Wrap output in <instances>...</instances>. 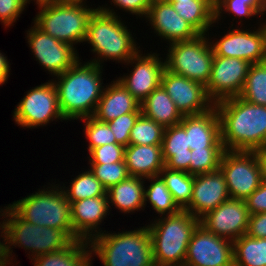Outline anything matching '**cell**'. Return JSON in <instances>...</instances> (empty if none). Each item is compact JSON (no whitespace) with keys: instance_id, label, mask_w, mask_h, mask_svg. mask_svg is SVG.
Returning a JSON list of instances; mask_svg holds the SVG:
<instances>
[{"instance_id":"obj_1","label":"cell","mask_w":266,"mask_h":266,"mask_svg":"<svg viewBox=\"0 0 266 266\" xmlns=\"http://www.w3.org/2000/svg\"><path fill=\"white\" fill-rule=\"evenodd\" d=\"M162 156L165 167L197 175L215 171L225 151L215 105L208 111L183 116L164 130Z\"/></svg>"},{"instance_id":"obj_2","label":"cell","mask_w":266,"mask_h":266,"mask_svg":"<svg viewBox=\"0 0 266 266\" xmlns=\"http://www.w3.org/2000/svg\"><path fill=\"white\" fill-rule=\"evenodd\" d=\"M214 105L219 115L225 150H265L266 106L249 103L239 96Z\"/></svg>"},{"instance_id":"obj_3","label":"cell","mask_w":266,"mask_h":266,"mask_svg":"<svg viewBox=\"0 0 266 266\" xmlns=\"http://www.w3.org/2000/svg\"><path fill=\"white\" fill-rule=\"evenodd\" d=\"M102 66L92 62L81 64L78 60L64 73L57 75L56 86L59 107L65 120L93 116L101 98Z\"/></svg>"},{"instance_id":"obj_4","label":"cell","mask_w":266,"mask_h":266,"mask_svg":"<svg viewBox=\"0 0 266 266\" xmlns=\"http://www.w3.org/2000/svg\"><path fill=\"white\" fill-rule=\"evenodd\" d=\"M118 17L113 9L101 6L91 16L85 42L92 46L91 51L97 53L98 59L90 62L98 66L105 59L127 63L140 51L128 27Z\"/></svg>"},{"instance_id":"obj_5","label":"cell","mask_w":266,"mask_h":266,"mask_svg":"<svg viewBox=\"0 0 266 266\" xmlns=\"http://www.w3.org/2000/svg\"><path fill=\"white\" fill-rule=\"evenodd\" d=\"M156 220L147 225L155 266H183L191 235L199 219L181 209Z\"/></svg>"},{"instance_id":"obj_6","label":"cell","mask_w":266,"mask_h":266,"mask_svg":"<svg viewBox=\"0 0 266 266\" xmlns=\"http://www.w3.org/2000/svg\"><path fill=\"white\" fill-rule=\"evenodd\" d=\"M104 266H155L148 226L121 233H104L89 241Z\"/></svg>"},{"instance_id":"obj_7","label":"cell","mask_w":266,"mask_h":266,"mask_svg":"<svg viewBox=\"0 0 266 266\" xmlns=\"http://www.w3.org/2000/svg\"><path fill=\"white\" fill-rule=\"evenodd\" d=\"M83 1L56 0L39 4L40 12L34 18V25L49 36L74 47L75 43L85 41L89 20L97 10L87 8Z\"/></svg>"},{"instance_id":"obj_8","label":"cell","mask_w":266,"mask_h":266,"mask_svg":"<svg viewBox=\"0 0 266 266\" xmlns=\"http://www.w3.org/2000/svg\"><path fill=\"white\" fill-rule=\"evenodd\" d=\"M40 189L9 206L26 222L64 230L74 241L81 240L73 231L70 202L62 187ZM52 188V189H50ZM46 190V191H45Z\"/></svg>"},{"instance_id":"obj_9","label":"cell","mask_w":266,"mask_h":266,"mask_svg":"<svg viewBox=\"0 0 266 266\" xmlns=\"http://www.w3.org/2000/svg\"><path fill=\"white\" fill-rule=\"evenodd\" d=\"M2 222L7 233L9 255L10 246L24 247L32 252V259L51 252H57L69 247L74 240L60 229L31 224L23 220L9 205L3 209ZM9 217V218H8Z\"/></svg>"},{"instance_id":"obj_10","label":"cell","mask_w":266,"mask_h":266,"mask_svg":"<svg viewBox=\"0 0 266 266\" xmlns=\"http://www.w3.org/2000/svg\"><path fill=\"white\" fill-rule=\"evenodd\" d=\"M205 35L199 34L193 39L170 44L165 68L206 86L211 75L214 52L208 42L209 37Z\"/></svg>"},{"instance_id":"obj_11","label":"cell","mask_w":266,"mask_h":266,"mask_svg":"<svg viewBox=\"0 0 266 266\" xmlns=\"http://www.w3.org/2000/svg\"><path fill=\"white\" fill-rule=\"evenodd\" d=\"M219 168L232 199L245 201L262 183L258 151L225 150Z\"/></svg>"},{"instance_id":"obj_12","label":"cell","mask_w":266,"mask_h":266,"mask_svg":"<svg viewBox=\"0 0 266 266\" xmlns=\"http://www.w3.org/2000/svg\"><path fill=\"white\" fill-rule=\"evenodd\" d=\"M13 117L16 124L23 128L45 126L55 119L65 120L59 107L53 80L30 89L18 103Z\"/></svg>"},{"instance_id":"obj_13","label":"cell","mask_w":266,"mask_h":266,"mask_svg":"<svg viewBox=\"0 0 266 266\" xmlns=\"http://www.w3.org/2000/svg\"><path fill=\"white\" fill-rule=\"evenodd\" d=\"M251 64L235 57L214 56L206 93L214 103L239 96Z\"/></svg>"},{"instance_id":"obj_14","label":"cell","mask_w":266,"mask_h":266,"mask_svg":"<svg viewBox=\"0 0 266 266\" xmlns=\"http://www.w3.org/2000/svg\"><path fill=\"white\" fill-rule=\"evenodd\" d=\"M184 265L234 266L233 242L198 224L191 235Z\"/></svg>"},{"instance_id":"obj_15","label":"cell","mask_w":266,"mask_h":266,"mask_svg":"<svg viewBox=\"0 0 266 266\" xmlns=\"http://www.w3.org/2000/svg\"><path fill=\"white\" fill-rule=\"evenodd\" d=\"M261 26L253 32L233 29L219 41H211L214 56L240 58L250 64L266 62V23Z\"/></svg>"},{"instance_id":"obj_16","label":"cell","mask_w":266,"mask_h":266,"mask_svg":"<svg viewBox=\"0 0 266 266\" xmlns=\"http://www.w3.org/2000/svg\"><path fill=\"white\" fill-rule=\"evenodd\" d=\"M26 38L36 61L53 76L64 73L79 60L74 47L49 36L35 25L27 31Z\"/></svg>"},{"instance_id":"obj_17","label":"cell","mask_w":266,"mask_h":266,"mask_svg":"<svg viewBox=\"0 0 266 266\" xmlns=\"http://www.w3.org/2000/svg\"><path fill=\"white\" fill-rule=\"evenodd\" d=\"M249 216L245 201L230 198L202 216L199 224L216 236L234 242L246 234Z\"/></svg>"},{"instance_id":"obj_18","label":"cell","mask_w":266,"mask_h":266,"mask_svg":"<svg viewBox=\"0 0 266 266\" xmlns=\"http://www.w3.org/2000/svg\"><path fill=\"white\" fill-rule=\"evenodd\" d=\"M161 85L183 116L204 113L214 106L203 84L172 73L166 68L162 74Z\"/></svg>"},{"instance_id":"obj_19","label":"cell","mask_w":266,"mask_h":266,"mask_svg":"<svg viewBox=\"0 0 266 266\" xmlns=\"http://www.w3.org/2000/svg\"><path fill=\"white\" fill-rule=\"evenodd\" d=\"M139 51L126 64H135L129 75L117 80L142 103L148 95L161 85V78L165 69V61H161L156 53L142 56Z\"/></svg>"},{"instance_id":"obj_20","label":"cell","mask_w":266,"mask_h":266,"mask_svg":"<svg viewBox=\"0 0 266 266\" xmlns=\"http://www.w3.org/2000/svg\"><path fill=\"white\" fill-rule=\"evenodd\" d=\"M229 199L225 177L219 168L209 173L194 175L192 198L184 210L200 219Z\"/></svg>"},{"instance_id":"obj_21","label":"cell","mask_w":266,"mask_h":266,"mask_svg":"<svg viewBox=\"0 0 266 266\" xmlns=\"http://www.w3.org/2000/svg\"><path fill=\"white\" fill-rule=\"evenodd\" d=\"M149 19L158 36L170 44L190 40L200 33L178 15L171 3L166 0H152L146 19Z\"/></svg>"},{"instance_id":"obj_22","label":"cell","mask_w":266,"mask_h":266,"mask_svg":"<svg viewBox=\"0 0 266 266\" xmlns=\"http://www.w3.org/2000/svg\"><path fill=\"white\" fill-rule=\"evenodd\" d=\"M109 208L107 196L86 198L70 203L74 233L81 240L88 242L94 236L99 235L100 232L97 229H99L98 227L101 225L102 220L109 212Z\"/></svg>"},{"instance_id":"obj_23","label":"cell","mask_w":266,"mask_h":266,"mask_svg":"<svg viewBox=\"0 0 266 266\" xmlns=\"http://www.w3.org/2000/svg\"><path fill=\"white\" fill-rule=\"evenodd\" d=\"M112 82L108 87H104L93 117L102 122H109L127 113H141L139 101L121 82Z\"/></svg>"},{"instance_id":"obj_24","label":"cell","mask_w":266,"mask_h":266,"mask_svg":"<svg viewBox=\"0 0 266 266\" xmlns=\"http://www.w3.org/2000/svg\"><path fill=\"white\" fill-rule=\"evenodd\" d=\"M124 161L130 176H159L165 167L161 145H132L125 148Z\"/></svg>"},{"instance_id":"obj_25","label":"cell","mask_w":266,"mask_h":266,"mask_svg":"<svg viewBox=\"0 0 266 266\" xmlns=\"http://www.w3.org/2000/svg\"><path fill=\"white\" fill-rule=\"evenodd\" d=\"M141 113L162 125L164 128L177 125L183 115L162 85L153 90L148 97L140 103Z\"/></svg>"},{"instance_id":"obj_26","label":"cell","mask_w":266,"mask_h":266,"mask_svg":"<svg viewBox=\"0 0 266 266\" xmlns=\"http://www.w3.org/2000/svg\"><path fill=\"white\" fill-rule=\"evenodd\" d=\"M144 179L146 178L129 176L110 187L106 191L109 205L112 203L124 213H134L135 210L144 208Z\"/></svg>"},{"instance_id":"obj_27","label":"cell","mask_w":266,"mask_h":266,"mask_svg":"<svg viewBox=\"0 0 266 266\" xmlns=\"http://www.w3.org/2000/svg\"><path fill=\"white\" fill-rule=\"evenodd\" d=\"M89 242L76 240L69 247L35 257L34 266H91L92 257ZM90 249V250H88Z\"/></svg>"},{"instance_id":"obj_28","label":"cell","mask_w":266,"mask_h":266,"mask_svg":"<svg viewBox=\"0 0 266 266\" xmlns=\"http://www.w3.org/2000/svg\"><path fill=\"white\" fill-rule=\"evenodd\" d=\"M178 15L191 24L200 34L214 24V0L167 1Z\"/></svg>"},{"instance_id":"obj_29","label":"cell","mask_w":266,"mask_h":266,"mask_svg":"<svg viewBox=\"0 0 266 266\" xmlns=\"http://www.w3.org/2000/svg\"><path fill=\"white\" fill-rule=\"evenodd\" d=\"M234 266H266V238L247 234L233 242Z\"/></svg>"},{"instance_id":"obj_30","label":"cell","mask_w":266,"mask_h":266,"mask_svg":"<svg viewBox=\"0 0 266 266\" xmlns=\"http://www.w3.org/2000/svg\"><path fill=\"white\" fill-rule=\"evenodd\" d=\"M159 176L165 182L177 205L184 209L192 198L194 175L164 167Z\"/></svg>"},{"instance_id":"obj_31","label":"cell","mask_w":266,"mask_h":266,"mask_svg":"<svg viewBox=\"0 0 266 266\" xmlns=\"http://www.w3.org/2000/svg\"><path fill=\"white\" fill-rule=\"evenodd\" d=\"M146 179L151 180V184L148 185L147 190L144 188L145 206L146 201H149L152 208L161 216L175 214L181 210L160 176L148 177Z\"/></svg>"},{"instance_id":"obj_32","label":"cell","mask_w":266,"mask_h":266,"mask_svg":"<svg viewBox=\"0 0 266 266\" xmlns=\"http://www.w3.org/2000/svg\"><path fill=\"white\" fill-rule=\"evenodd\" d=\"M239 97L249 103L266 106V62L251 64Z\"/></svg>"},{"instance_id":"obj_33","label":"cell","mask_w":266,"mask_h":266,"mask_svg":"<svg viewBox=\"0 0 266 266\" xmlns=\"http://www.w3.org/2000/svg\"><path fill=\"white\" fill-rule=\"evenodd\" d=\"M89 170V171H88ZM82 172L75 177L69 185L67 190L65 186L63 191L66 194L67 199L70 203L99 196H107L106 189L103 187L101 182L94 176L90 169Z\"/></svg>"},{"instance_id":"obj_34","label":"cell","mask_w":266,"mask_h":266,"mask_svg":"<svg viewBox=\"0 0 266 266\" xmlns=\"http://www.w3.org/2000/svg\"><path fill=\"white\" fill-rule=\"evenodd\" d=\"M165 128L142 113L130 131L129 144L161 145Z\"/></svg>"},{"instance_id":"obj_35","label":"cell","mask_w":266,"mask_h":266,"mask_svg":"<svg viewBox=\"0 0 266 266\" xmlns=\"http://www.w3.org/2000/svg\"><path fill=\"white\" fill-rule=\"evenodd\" d=\"M90 166L91 172L106 190L130 176L125 161Z\"/></svg>"},{"instance_id":"obj_36","label":"cell","mask_w":266,"mask_h":266,"mask_svg":"<svg viewBox=\"0 0 266 266\" xmlns=\"http://www.w3.org/2000/svg\"><path fill=\"white\" fill-rule=\"evenodd\" d=\"M81 120L86 123L84 131L86 138L89 140V152L95 147L117 143L108 122H102L93 116L82 118Z\"/></svg>"},{"instance_id":"obj_37","label":"cell","mask_w":266,"mask_h":266,"mask_svg":"<svg viewBox=\"0 0 266 266\" xmlns=\"http://www.w3.org/2000/svg\"><path fill=\"white\" fill-rule=\"evenodd\" d=\"M125 148L118 143L105 144L93 148L89 154V164H107L124 161Z\"/></svg>"},{"instance_id":"obj_38","label":"cell","mask_w":266,"mask_h":266,"mask_svg":"<svg viewBox=\"0 0 266 266\" xmlns=\"http://www.w3.org/2000/svg\"><path fill=\"white\" fill-rule=\"evenodd\" d=\"M141 113H127L108 122L118 144L129 145L130 131Z\"/></svg>"},{"instance_id":"obj_39","label":"cell","mask_w":266,"mask_h":266,"mask_svg":"<svg viewBox=\"0 0 266 266\" xmlns=\"http://www.w3.org/2000/svg\"><path fill=\"white\" fill-rule=\"evenodd\" d=\"M228 12L241 18L257 16L258 13L247 4V2L235 1V0H214V22L222 16V12ZM217 20V21H216Z\"/></svg>"},{"instance_id":"obj_40","label":"cell","mask_w":266,"mask_h":266,"mask_svg":"<svg viewBox=\"0 0 266 266\" xmlns=\"http://www.w3.org/2000/svg\"><path fill=\"white\" fill-rule=\"evenodd\" d=\"M26 5L25 0H0V20L5 28L13 25Z\"/></svg>"},{"instance_id":"obj_41","label":"cell","mask_w":266,"mask_h":266,"mask_svg":"<svg viewBox=\"0 0 266 266\" xmlns=\"http://www.w3.org/2000/svg\"><path fill=\"white\" fill-rule=\"evenodd\" d=\"M248 211L251 214L266 212V183L260 186L245 200Z\"/></svg>"},{"instance_id":"obj_42","label":"cell","mask_w":266,"mask_h":266,"mask_svg":"<svg viewBox=\"0 0 266 266\" xmlns=\"http://www.w3.org/2000/svg\"><path fill=\"white\" fill-rule=\"evenodd\" d=\"M152 0H112L114 6H119V8L128 11L129 13L146 17L149 11Z\"/></svg>"},{"instance_id":"obj_43","label":"cell","mask_w":266,"mask_h":266,"mask_svg":"<svg viewBox=\"0 0 266 266\" xmlns=\"http://www.w3.org/2000/svg\"><path fill=\"white\" fill-rule=\"evenodd\" d=\"M246 234L253 238H266V212L249 216Z\"/></svg>"},{"instance_id":"obj_44","label":"cell","mask_w":266,"mask_h":266,"mask_svg":"<svg viewBox=\"0 0 266 266\" xmlns=\"http://www.w3.org/2000/svg\"><path fill=\"white\" fill-rule=\"evenodd\" d=\"M0 228H1L0 230H2L1 237L3 236L4 239V242L3 240L2 242L0 240V266H6L12 263L10 260L13 258V256L10 257L9 255L7 233L2 222H0Z\"/></svg>"},{"instance_id":"obj_45","label":"cell","mask_w":266,"mask_h":266,"mask_svg":"<svg viewBox=\"0 0 266 266\" xmlns=\"http://www.w3.org/2000/svg\"><path fill=\"white\" fill-rule=\"evenodd\" d=\"M9 68V61L6 56L0 52V85L7 81L11 70Z\"/></svg>"},{"instance_id":"obj_46","label":"cell","mask_w":266,"mask_h":266,"mask_svg":"<svg viewBox=\"0 0 266 266\" xmlns=\"http://www.w3.org/2000/svg\"><path fill=\"white\" fill-rule=\"evenodd\" d=\"M241 2H247L258 14L266 13V0H235Z\"/></svg>"},{"instance_id":"obj_47","label":"cell","mask_w":266,"mask_h":266,"mask_svg":"<svg viewBox=\"0 0 266 266\" xmlns=\"http://www.w3.org/2000/svg\"><path fill=\"white\" fill-rule=\"evenodd\" d=\"M258 161L260 163L261 181L266 183V150L258 151Z\"/></svg>"},{"instance_id":"obj_48","label":"cell","mask_w":266,"mask_h":266,"mask_svg":"<svg viewBox=\"0 0 266 266\" xmlns=\"http://www.w3.org/2000/svg\"><path fill=\"white\" fill-rule=\"evenodd\" d=\"M27 3H29L30 0H25ZM36 1V4H42V3H47V2H52V1H56V0H34V2Z\"/></svg>"},{"instance_id":"obj_49","label":"cell","mask_w":266,"mask_h":266,"mask_svg":"<svg viewBox=\"0 0 266 266\" xmlns=\"http://www.w3.org/2000/svg\"><path fill=\"white\" fill-rule=\"evenodd\" d=\"M166 1H190V0H166Z\"/></svg>"}]
</instances>
